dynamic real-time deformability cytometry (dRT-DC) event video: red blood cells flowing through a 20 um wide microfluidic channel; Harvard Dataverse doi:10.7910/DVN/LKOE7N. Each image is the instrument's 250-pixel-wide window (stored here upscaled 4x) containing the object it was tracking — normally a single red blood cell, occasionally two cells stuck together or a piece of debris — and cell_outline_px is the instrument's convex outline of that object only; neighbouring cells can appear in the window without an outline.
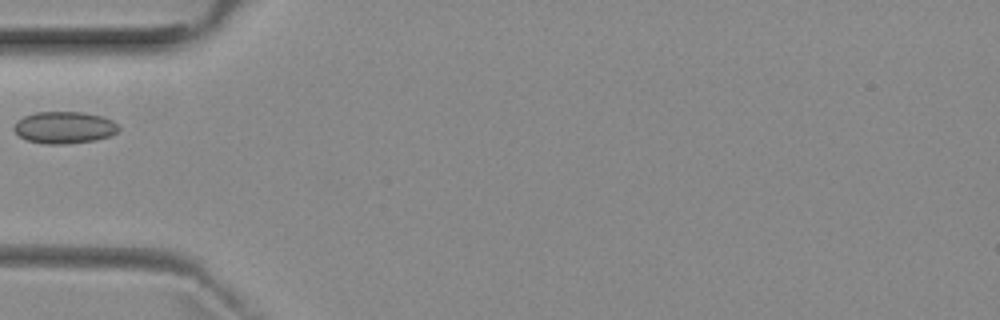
{"species": "common noctule bat (a hibernating species)", "species_latin": "Nyctalus noctula", "temperature_condition": "room temperature", "stored_images_in_passage": 5, "camera_frame_rate_fps": 3000, "um_per_image_px": 0.085, "animal": {"sex": "female", "body_mass_g": 29.2, "forearm_length_mm": 56.3}, "frame": {"image": 1, "passage_image": 5, "time_ms": 4.667, "image_size_px": [1000, 320], "cell_outline_px": [[120, 128], [116, 132], [108, 136], [96, 140], [64, 144], [44, 144], [28, 140], [20, 136], [12, 128], [16, 120], [24, 116], [36, 112], [84, 112], [100, 116], [112, 120]], "centroid_in_image_um": [5.43, 10.83], "position_along_channel_um": 79.6, "area_um2": 19.42}}